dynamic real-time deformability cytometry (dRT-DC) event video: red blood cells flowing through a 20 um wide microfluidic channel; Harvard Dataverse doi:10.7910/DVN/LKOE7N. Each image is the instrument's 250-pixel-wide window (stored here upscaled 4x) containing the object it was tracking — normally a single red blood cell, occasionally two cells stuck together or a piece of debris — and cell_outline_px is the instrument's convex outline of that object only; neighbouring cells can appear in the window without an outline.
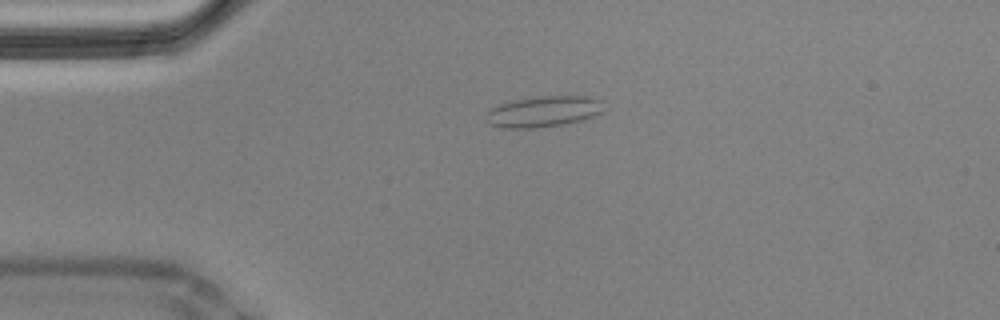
{"species": "Egyptian fruit bat (a non-hibernating species)", "species_latin": "Rousettus aegyptiacus", "temperature_condition": "cold", "stored_images_in_passage": 45, "camera_frame_rate_fps": 3000, "um_per_image_px": 0.085, "animal": {"sex": "male"}, "frame": {"image": 1, "passage_image": 1, "time_ms": 0.0, "image_size_px": [1000, 320], "cell_outline_px": [[604, 112], [580, 120], [564, 124], [536, 128], [504, 128], [488, 124], [488, 112], [492, 108], [500, 104], [516, 100], [540, 96], [588, 96], [600, 100]], "centroid_in_image_um": [46.22, 9.48], "position_along_channel_um": 38.8, "area_um2": 20.92}}
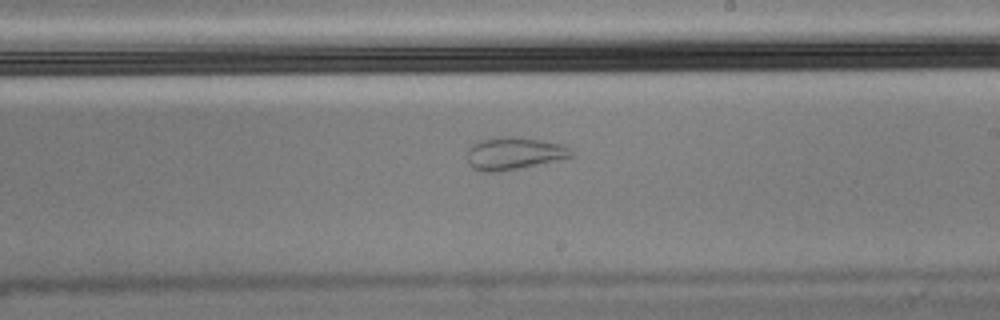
{"frame": {"image": 2, "passage_image": 21, "time_ms": 6.667, "image_size_px": [1000, 320], "cell_outline_px": [[576, 152], [572, 156], [520, 168], [496, 172], [484, 172], [472, 168], [468, 164], [468, 148], [472, 144], [480, 140], [504, 136], [512, 136], [568, 144]], "centroid_in_image_um": [43.72, 13.03], "position_along_channel_um": 245.3, "area_um2": 19.83}}
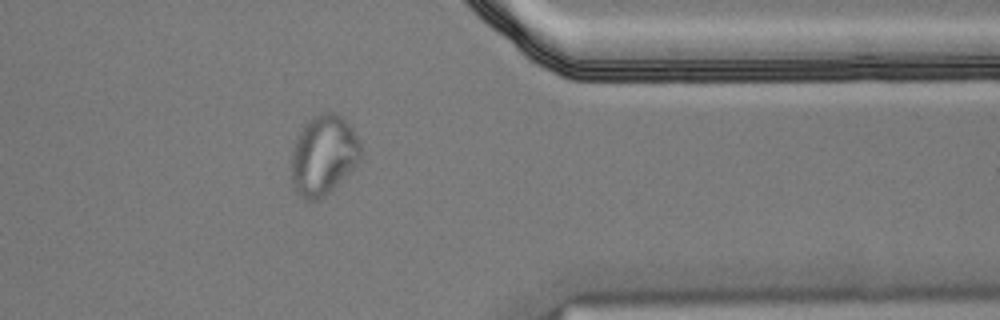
{"frame": {"image": 3, "passage_image": 34, "time_ms": 11.0, "image_size_px": [1000, 320], "cell_outline_px": [[360, 160], [324, 196], [316, 200], [308, 200], [292, 184], [292, 152], [296, 140], [304, 124], [312, 116], [320, 112], [336, 112], [352, 128], [360, 140]], "centroid_in_image_um": [27.5, 13.13], "position_along_channel_um": 383.9, "area_um2": 31.56}}